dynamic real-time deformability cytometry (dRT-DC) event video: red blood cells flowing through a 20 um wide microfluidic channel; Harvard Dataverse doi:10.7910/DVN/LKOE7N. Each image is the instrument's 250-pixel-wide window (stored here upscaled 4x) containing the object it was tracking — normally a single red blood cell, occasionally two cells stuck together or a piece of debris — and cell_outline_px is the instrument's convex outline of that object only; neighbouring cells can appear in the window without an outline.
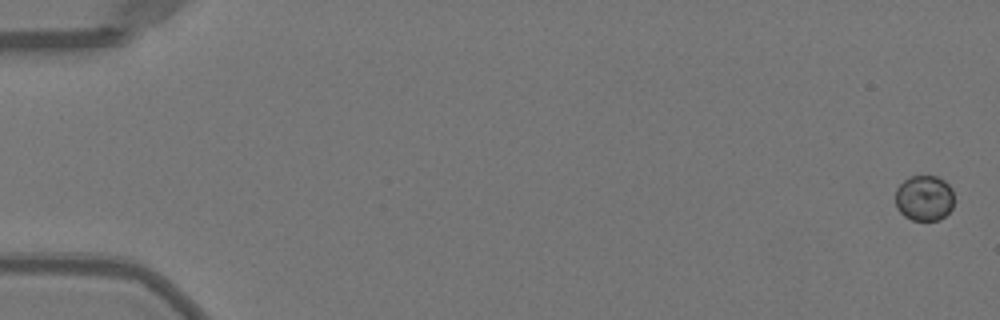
{"species": "Egyptian fruit bat (a non-hibernating species)", "species_latin": "Rousettus aegyptiacus", "temperature_condition": "warm", "stored_images_in_passage": 52, "camera_frame_rate_fps": 3000, "um_per_image_px": 0.085, "animal": {"sex": "female"}, "frame": {"image": 1, "passage_image": 1, "time_ms": 0.0, "image_size_px": [1000, 320], "cell_outline_px": [[952, 208], [940, 220], [912, 220], [904, 216], [896, 208], [896, 188], [904, 180], [912, 176], [936, 176], [944, 180], [952, 188]], "centroid_in_image_um": [78.55, 16.84], "position_along_channel_um": 6.5, "area_um2": 15.55}}
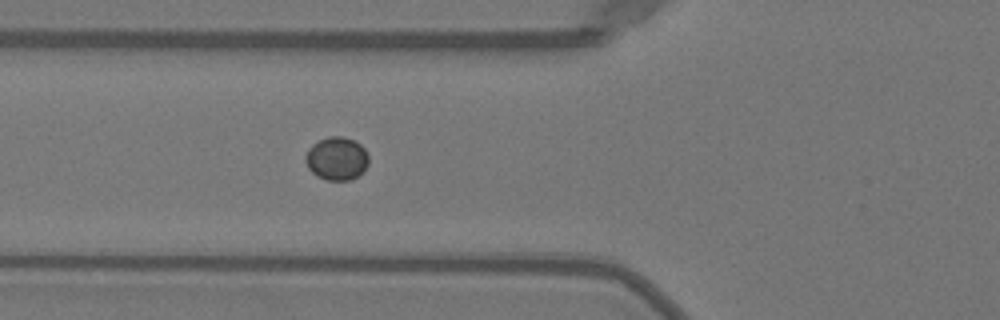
{"frame": {"image": 2, "passage_image": 20, "time_ms": 6.333, "image_size_px": [1000, 320], "cell_outline_px": [[368, 164], [364, 172], [348, 180], [328, 180], [316, 176], [308, 168], [304, 160], [304, 156], [308, 148], [312, 144], [328, 136], [340, 136], [356, 140], [364, 148], [368, 156]], "centroid_in_image_um": [28.61, 13.47], "position_along_channel_um": 97.2, "area_um2": 16.07}}
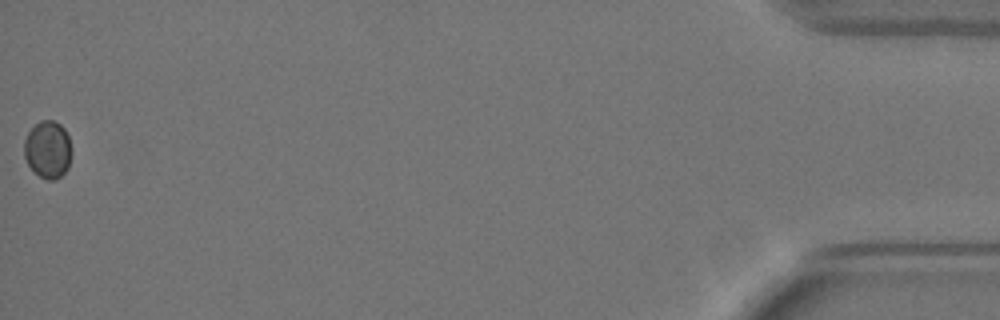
{"frame": {"image": 3, "passage_image": 52, "time_ms": 17.0, "image_size_px": [1000, 320], "cell_outline_px": [[72, 152], [68, 168], [56, 180], [48, 180], [40, 176], [28, 164], [24, 156], [24, 140], [28, 132], [40, 120], [52, 120], [60, 124], [64, 128], [68, 136], [72, 148]], "centroid_in_image_um": [4.08, 12.7], "position_along_channel_um": 431.1, "area_um2": 15.9}}